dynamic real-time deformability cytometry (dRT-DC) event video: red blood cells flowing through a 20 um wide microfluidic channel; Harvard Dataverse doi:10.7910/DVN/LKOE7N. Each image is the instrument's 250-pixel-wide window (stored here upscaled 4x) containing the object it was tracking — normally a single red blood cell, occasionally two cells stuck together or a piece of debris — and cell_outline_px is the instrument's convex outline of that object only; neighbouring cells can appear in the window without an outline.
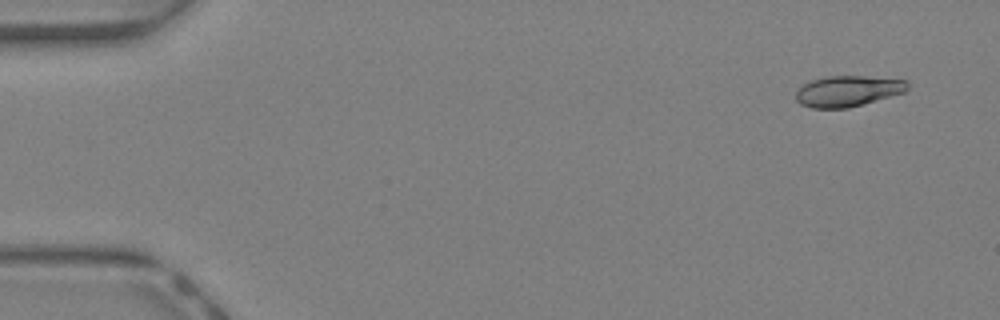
{"species": "Egyptian fruit bat (a non-hibernating species)", "species_latin": "Rousettus aegyptiacus", "temperature_condition": "warm", "stored_images_in_passage": 42, "camera_frame_rate_fps": 3000, "um_per_image_px": 0.085, "animal": {"sex": "female"}, "frame": {"image": 1, "passage_image": 1, "time_ms": 0.0, "image_size_px": [1000, 320], "cell_outline_px": [[908, 88], [904, 92], [848, 108], [812, 108], [800, 104], [796, 100], [796, 92], [804, 84], [812, 80], [828, 76], [864, 76], [908, 80]], "centroid_in_image_um": [72.06, 7.74], "position_along_channel_um": 12.9, "area_um2": 19.88}}
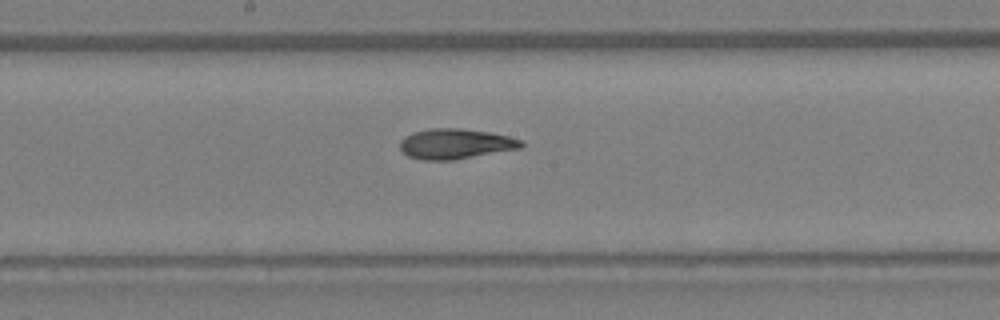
{"frame": {"image": 2, "passage_image": 22, "time_ms": 7.0, "image_size_px": [1000, 320], "cell_outline_px": [[524, 144], [520, 148], [452, 160], [424, 160], [408, 156], [400, 148], [400, 140], [404, 136], [412, 132], [428, 128], [460, 128], [488, 132], [508, 136], [524, 140]], "centroid_in_image_um": [38.69, 12.21], "position_along_channel_um": 209.5, "area_um2": 21.33}}
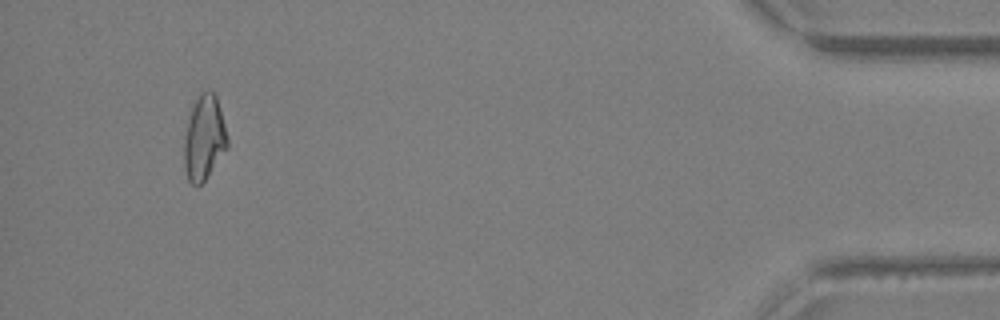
{"frame": {"image": 3, "passage_image": 40, "time_ms": 13.0, "image_size_px": [1000, 320], "cell_outline_px": [[228, 148], [204, 180], [200, 184], [192, 184], [188, 180], [184, 168], [184, 136], [192, 104], [200, 92], [208, 88], [216, 92], [228, 136]], "centroid_in_image_um": [17.36, 11.65], "position_along_channel_um": 417.8, "area_um2": 21.73}, "authors_computed_cell_mechanics": {"area_um2": 20.8369, "velocity_mm_per_s": 4.6702, "shape_relaxation_time_tau1_ms": null, "shape_relaxation_time_tau2_ms": 3.2282, "deformation_change_tau1": null, "deformation_change_tau2": 0.0921}}